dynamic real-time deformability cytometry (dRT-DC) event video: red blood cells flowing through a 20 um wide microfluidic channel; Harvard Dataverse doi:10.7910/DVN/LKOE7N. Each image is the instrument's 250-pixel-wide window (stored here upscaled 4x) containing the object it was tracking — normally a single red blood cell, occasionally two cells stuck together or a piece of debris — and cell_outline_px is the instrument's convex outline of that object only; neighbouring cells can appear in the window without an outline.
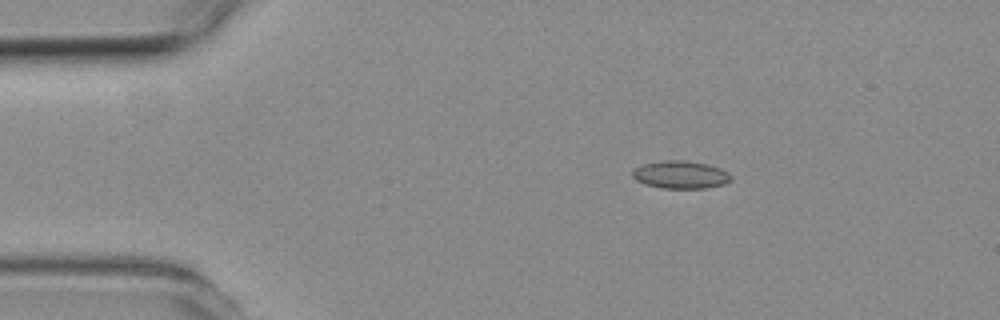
{"species": "common noctule bat (a hibernating species)", "species_latin": "Nyctalus noctula", "temperature_condition": "room temperature", "stored_images_in_passage": 5, "camera_frame_rate_fps": 3000, "um_per_image_px": 0.085, "animal": {"sex": "female", "body_mass_g": 19.3, "forearm_length_mm": 54.1}, "frame": {"image": 1, "passage_image": 2, "time_ms": 2.0, "image_size_px": [1000, 320], "cell_outline_px": [[732, 180], [724, 184], [708, 188], [664, 188], [644, 184], [636, 180], [632, 176], [632, 172], [636, 168], [644, 164], [660, 160], [684, 160], [708, 164], [720, 168], [728, 172], [732, 176]], "centroid_in_image_um": [57.88, 14.85], "position_along_channel_um": 27.1, "area_um2": 16.01}}
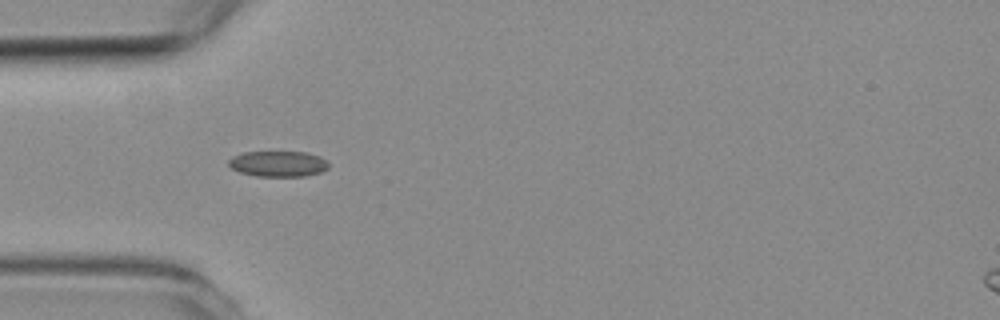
{"frame": {"image": 2, "passage_image": 4, "time_ms": 4.333, "image_size_px": [1000, 320], "cell_outline_px": [[328, 168], [320, 172], [304, 176], [256, 176], [240, 172], [232, 168], [228, 164], [228, 160], [232, 156], [244, 152], [308, 152], [320, 156], [328, 160]], "centroid_in_image_um": [23.66, 13.91], "position_along_channel_um": 61.3, "area_um2": 15.03}}
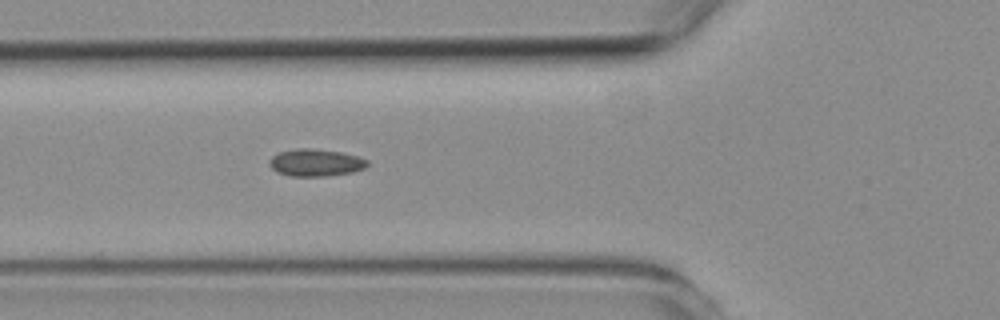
{"frame": {"image": 3, "passage_image": 5, "time_ms": 5.333, "image_size_px": [1000, 320], "cell_outline_px": [[368, 164], [364, 168], [352, 172], [324, 176], [292, 176], [276, 172], [268, 164], [268, 160], [272, 156], [280, 152], [296, 148], [308, 148], [340, 152], [356, 156], [368, 160]], "centroid_in_image_um": [26.79, 13.82], "position_along_channel_um": 99.0, "area_um2": 15.43}}